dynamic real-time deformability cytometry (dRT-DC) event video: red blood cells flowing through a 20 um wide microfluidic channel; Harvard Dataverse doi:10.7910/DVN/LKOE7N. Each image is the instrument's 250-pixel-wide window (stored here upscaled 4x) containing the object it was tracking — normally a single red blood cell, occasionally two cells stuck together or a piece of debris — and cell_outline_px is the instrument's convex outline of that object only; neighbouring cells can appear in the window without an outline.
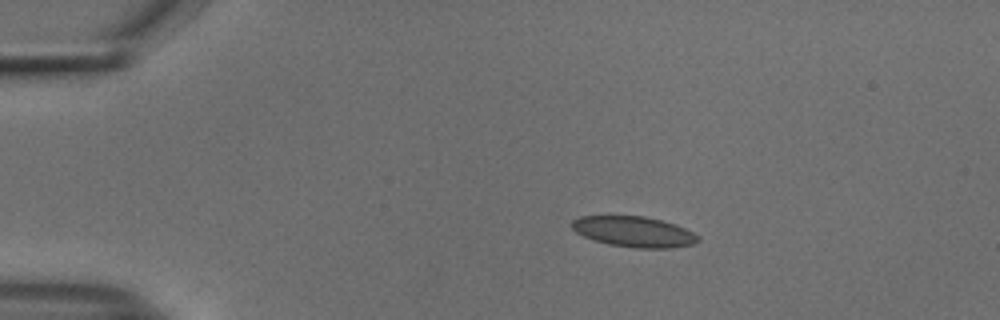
{"species": "common noctule bat (a hibernating species)", "species_latin": "Nyctalus noctula", "temperature_condition": "cold", "stored_images_in_passage": 44, "camera_frame_rate_fps": 3000, "um_per_image_px": 0.085, "animal": {"sex": "male", "body_mass_g": 18.8}, "frame": {"image": 1, "passage_image": 1, "time_ms": 0.0, "image_size_px": [1000, 320], "cell_outline_px": [[700, 240], [692, 244], [672, 248], [636, 248], [608, 244], [584, 236], [576, 232], [572, 228], [572, 220], [580, 216], [644, 216], [676, 224], [700, 236]], "centroid_in_image_um": [53.9, 19.69], "position_along_channel_um": 31.1, "area_um2": 22.37}}
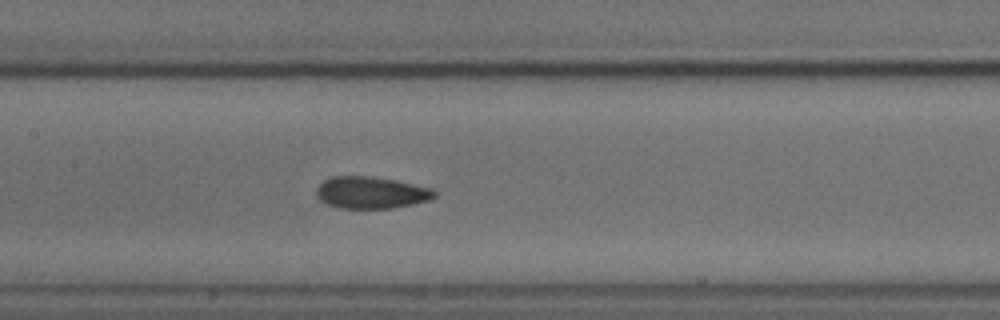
{"frame": {"image": 2, "passage_image": 17, "time_ms": 5.333, "image_size_px": [1000, 320], "cell_outline_px": [[436, 196], [428, 200], [412, 204], [392, 208], [340, 208], [328, 204], [320, 200], [316, 196], [316, 188], [324, 180], [332, 176], [368, 176], [396, 180], [432, 188], [436, 192]], "centroid_in_image_um": [31.53, 16.36], "position_along_channel_um": 175.9, "area_um2": 21.91}}
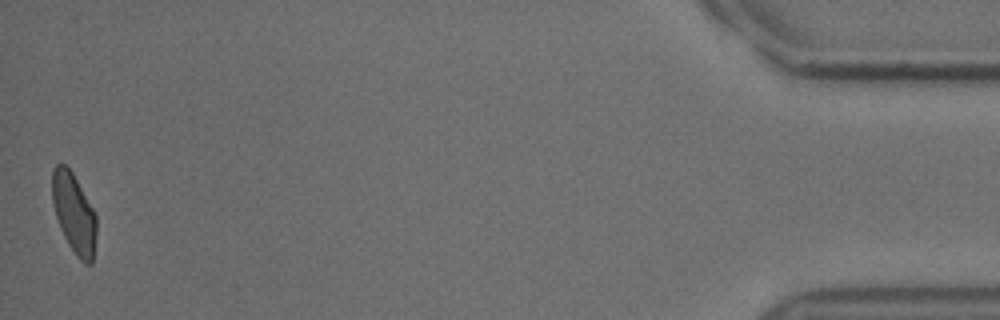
{"frame": {"image": 3, "passage_image": 44, "time_ms": 14.333, "image_size_px": [1000, 320], "cell_outline_px": [[96, 236], [92, 264], [84, 264], [76, 256], [68, 244], [60, 228], [52, 204], [52, 172], [56, 164], [64, 164], [72, 172], [92, 208], [96, 216]], "centroid_in_image_um": [6.28, 18.16], "position_along_channel_um": 428.9, "area_um2": 20.46}, "authors_computed_cell_mechanics": {"area_um2": 21.9062, "velocity_mm_per_s": 3.7677, "shape_relaxation_time_tau1_ms": 7.1823, "shape_relaxation_time_tau2_ms": 1.8894, "deformation_change_tau1": 0.106, "deformation_change_tau2": 0.0557}}